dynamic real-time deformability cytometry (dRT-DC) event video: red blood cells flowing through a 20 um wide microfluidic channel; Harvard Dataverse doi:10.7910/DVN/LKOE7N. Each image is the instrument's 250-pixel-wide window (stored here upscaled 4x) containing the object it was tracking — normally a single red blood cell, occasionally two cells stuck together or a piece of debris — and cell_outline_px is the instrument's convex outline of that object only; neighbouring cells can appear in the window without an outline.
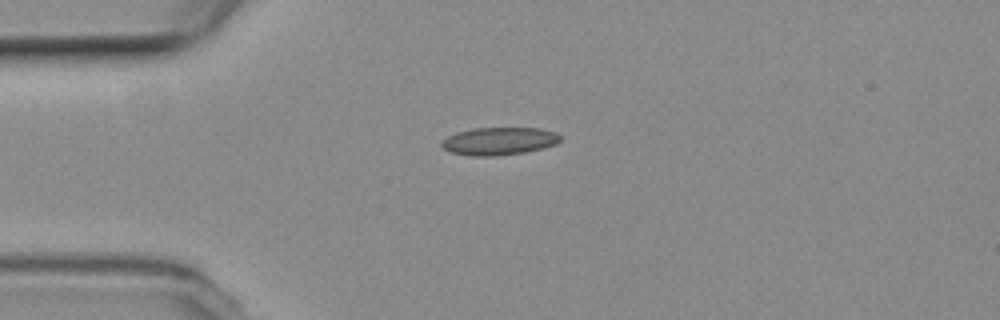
{"species": "common noctule bat (a hibernating species)", "species_latin": "Nyctalus noctula", "temperature_condition": "room temperature", "stored_images_in_passage": 43, "camera_frame_rate_fps": 3000, "um_per_image_px": 0.085, "animal": {"sex": "female", "body_mass_g": 19.3, "forearm_length_mm": 54.1}, "frame": {"image": 1, "passage_image": 1, "time_ms": 0.0, "image_size_px": [1000, 320], "cell_outline_px": [[560, 140], [556, 144], [524, 152], [496, 156], [472, 156], [452, 152], [444, 148], [440, 144], [448, 136], [456, 132], [472, 128], [540, 128], [556, 132], [560, 136]], "centroid_in_image_um": [42.42, 11.99], "position_along_channel_um": 42.6, "area_um2": 19.02}}
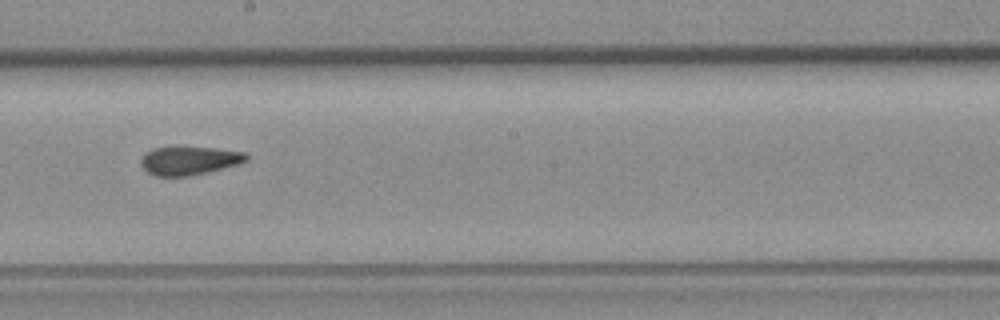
{"frame": {"image": 2, "passage_image": 18, "time_ms": 5.667, "image_size_px": [1000, 320], "cell_outline_px": [[248, 160], [236, 164], [188, 176], [156, 176], [148, 172], [140, 164], [140, 160], [152, 148], [216, 148], [244, 152], [248, 156]], "centroid_in_image_um": [16.07, 13.65], "position_along_channel_um": 232.1, "area_um2": 16.88}}
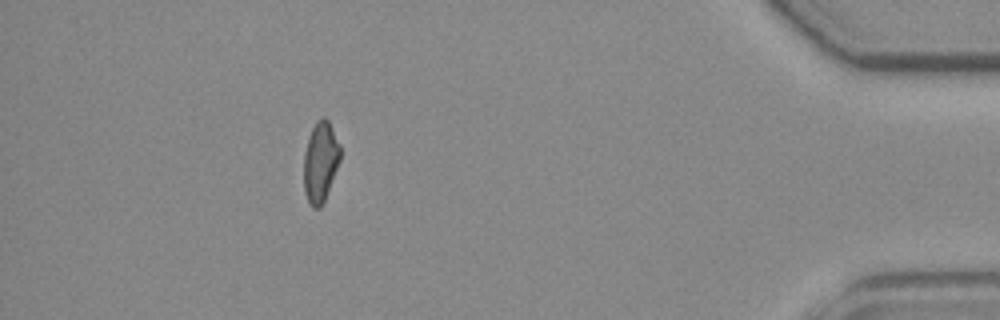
{"frame": {"image": 3, "passage_image": 37, "time_ms": 12.0, "image_size_px": [1000, 320], "cell_outline_px": [[340, 160], [324, 200], [320, 208], [312, 208], [304, 192], [304, 152], [312, 128], [316, 120], [320, 116], [324, 116], [328, 120], [340, 144]], "centroid_in_image_um": [27.23, 13.73], "position_along_channel_um": 408.0, "area_um2": 16.99}, "authors_computed_cell_mechanics": {"area_um2": 17.8602, "velocity_mm_per_s": 3.7054, "shape_relaxation_time_tau1_ms": null, "shape_relaxation_time_tau2_ms": 2.7235, "deformation_change_tau1": null, "deformation_change_tau2": 0.1059}}